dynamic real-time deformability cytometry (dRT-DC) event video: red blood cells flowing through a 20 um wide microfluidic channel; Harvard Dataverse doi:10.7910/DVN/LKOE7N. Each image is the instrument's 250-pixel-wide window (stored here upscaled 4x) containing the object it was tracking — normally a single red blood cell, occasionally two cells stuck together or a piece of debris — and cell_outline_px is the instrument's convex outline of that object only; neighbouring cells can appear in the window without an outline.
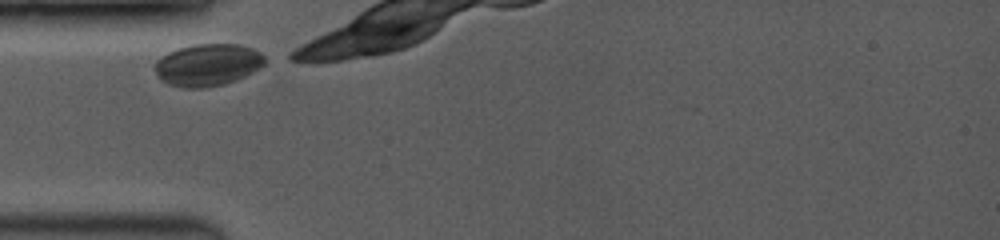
{"species": "common noctule bat (a hibernating species)", "species_latin": "Nyctalus noctula", "temperature_condition": "room temperature", "stored_images_in_passage": 2, "camera_frame_rate_fps": 3500, "um_per_image_px": 0.085, "animal": {"sex": "female", "body_mass_g": 19.0, "forearm_length_mm": 53.3}, "frame": {"image": 1, "passage_image": 1, "time_ms": 0.0, "image_size_px": [1000, 240], "cell_outline_px": [[272, 60], [260, 68], [236, 80], [224, 84], [204, 88], [184, 88], [168, 84], [160, 80], [152, 68], [156, 60], [168, 52], [180, 48], [196, 44], [240, 44], [252, 48], [260, 52]], "centroid_in_image_um": [17.68, 5.52], "position_along_channel_um": 67.3, "area_um2": 27.51}}